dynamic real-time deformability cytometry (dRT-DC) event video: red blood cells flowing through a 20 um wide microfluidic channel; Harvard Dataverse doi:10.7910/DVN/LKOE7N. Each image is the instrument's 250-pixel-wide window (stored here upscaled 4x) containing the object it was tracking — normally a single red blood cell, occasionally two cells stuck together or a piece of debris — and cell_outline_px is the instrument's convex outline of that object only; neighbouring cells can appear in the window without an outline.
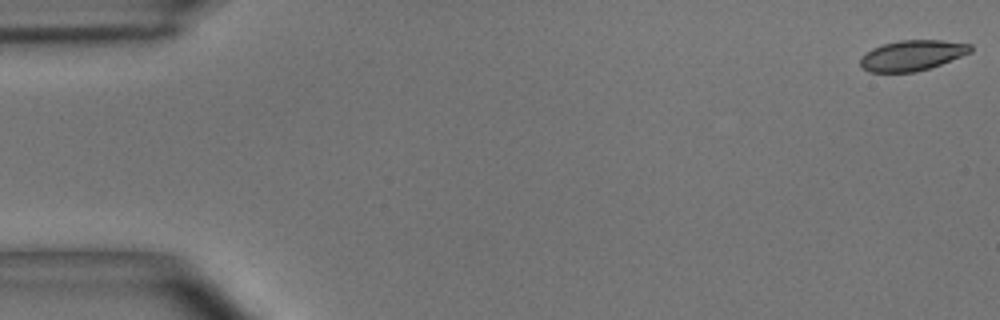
{"species": "common noctule bat (a hibernating species)", "species_latin": "Nyctalus noctula", "temperature_condition": "room temperature", "stored_images_in_passage": 54, "camera_frame_rate_fps": 3000, "um_per_image_px": 0.085, "animal": {"sex": "male", "body_mass_g": 15.6}, "frame": {"image": 1, "passage_image": 1, "time_ms": 0.0, "image_size_px": [1000, 320], "cell_outline_px": [[972, 52], [940, 64], [916, 72], [868, 72], [860, 64], [860, 60], [872, 48], [884, 44], [900, 40], [940, 40], [972, 44]], "centroid_in_image_um": [77.56, 4.7], "position_along_channel_um": 7.4, "area_um2": 19.31}}
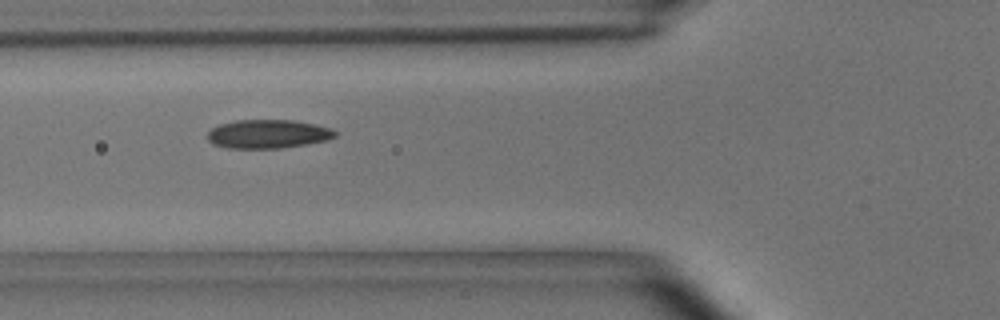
{"frame": {"image": 2, "passage_image": 20, "time_ms": 6.333, "image_size_px": [1000, 320], "cell_outline_px": [[336, 136], [328, 140], [280, 148], [228, 148], [212, 144], [208, 140], [208, 132], [212, 128], [220, 124], [236, 120], [292, 120], [316, 124], [332, 128], [336, 132]], "centroid_in_image_um": [22.78, 11.38], "position_along_channel_um": 103.0, "area_um2": 21.33}}
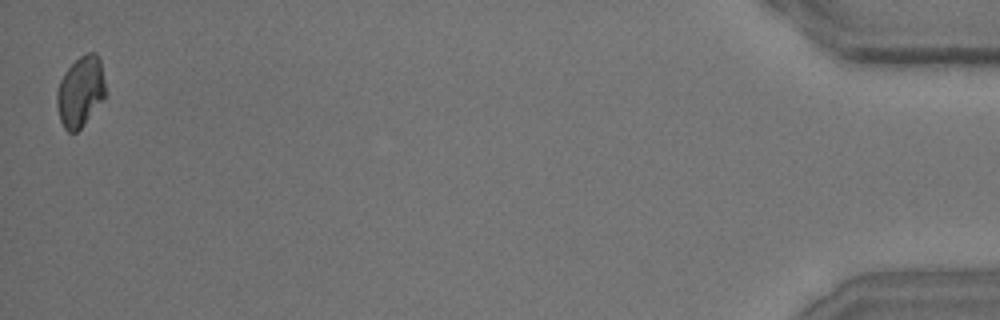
{"frame": {"image": 3, "passage_image": 54, "time_ms": 17.667, "image_size_px": [1000, 320], "cell_outline_px": [[104, 100], [84, 124], [76, 132], [68, 132], [64, 128], [60, 120], [56, 104], [56, 92], [60, 80], [64, 72], [80, 56], [88, 52], [96, 52], [100, 56], [104, 80]], "centroid_in_image_um": [6.83, 7.77], "position_along_channel_um": 428.4, "area_um2": 20.06}, "authors_computed_cell_mechanics": {"area_um2": 20.5768, "velocity_mm_per_s": 3.668, "shape_relaxation_time_tau1_ms": 4.7402, "shape_relaxation_time_tau2_ms": 3.666, "deformation_change_tau1": 0.1165, "deformation_change_tau2": 0.0891}}